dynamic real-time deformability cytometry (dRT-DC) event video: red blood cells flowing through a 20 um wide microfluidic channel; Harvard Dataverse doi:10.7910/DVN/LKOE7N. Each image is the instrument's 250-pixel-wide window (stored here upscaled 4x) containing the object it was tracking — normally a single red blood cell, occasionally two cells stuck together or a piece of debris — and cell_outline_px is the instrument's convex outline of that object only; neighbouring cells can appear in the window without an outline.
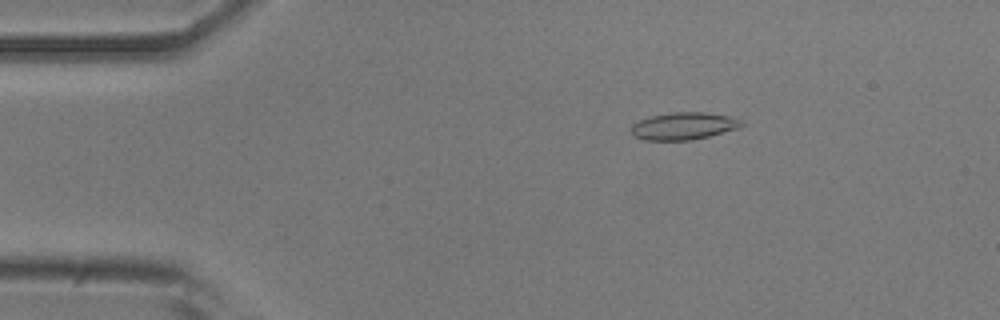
{"species": "common noctule bat (a hibernating species)", "species_latin": "Nyctalus noctula", "temperature_condition": "room temperature", "stored_images_in_passage": 13, "camera_frame_rate_fps": 3000, "um_per_image_px": 0.085, "animal": {"sex": "male", "body_mass_g": 20.5, "forearm_length_mm": 52.5}, "frame": {"image": 1, "passage_image": 2, "time_ms": 0.333, "image_size_px": [1000, 320], "cell_outline_px": [[744, 124], [740, 128], [692, 140], [644, 140], [632, 136], [632, 124], [640, 120], [652, 116], [672, 112], [704, 112], [728, 116], [744, 120]], "centroid_in_image_um": [58.13, 10.71], "position_along_channel_um": 26.9, "area_um2": 17.57}}
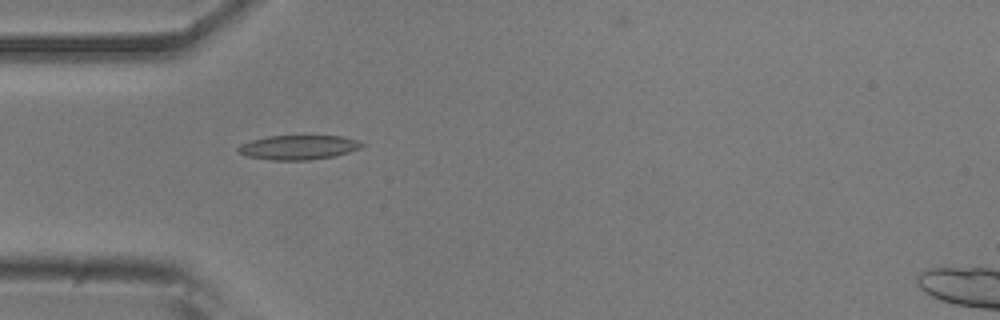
{"frame": {"image": 2, "passage_image": 9, "time_ms": 2.667, "image_size_px": [1000, 320], "cell_outline_px": [[368, 144], [360, 148], [336, 156], [308, 160], [272, 160], [248, 156], [240, 152], [236, 148], [240, 144], [252, 140], [268, 136], [344, 136]], "centroid_in_image_um": [25.41, 12.52], "position_along_channel_um": 59.6, "area_um2": 17.57}}
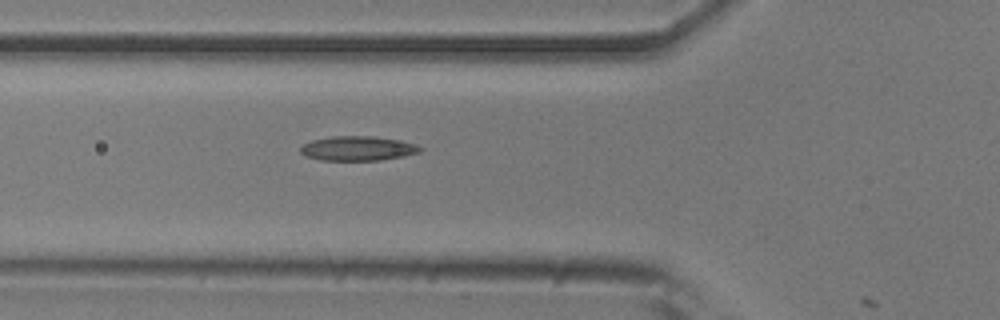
{"frame": {"image": 3, "passage_image": 12, "time_ms": 3.667, "image_size_px": [1000, 320], "cell_outline_px": [[424, 148], [420, 152], [404, 156], [380, 160], [320, 160], [304, 156], [300, 152], [300, 148], [304, 144], [312, 140], [332, 136], [376, 136], [400, 140], [416, 144]], "centroid_in_image_um": [30.43, 12.61], "position_along_channel_um": 95.4, "area_um2": 17.22}}